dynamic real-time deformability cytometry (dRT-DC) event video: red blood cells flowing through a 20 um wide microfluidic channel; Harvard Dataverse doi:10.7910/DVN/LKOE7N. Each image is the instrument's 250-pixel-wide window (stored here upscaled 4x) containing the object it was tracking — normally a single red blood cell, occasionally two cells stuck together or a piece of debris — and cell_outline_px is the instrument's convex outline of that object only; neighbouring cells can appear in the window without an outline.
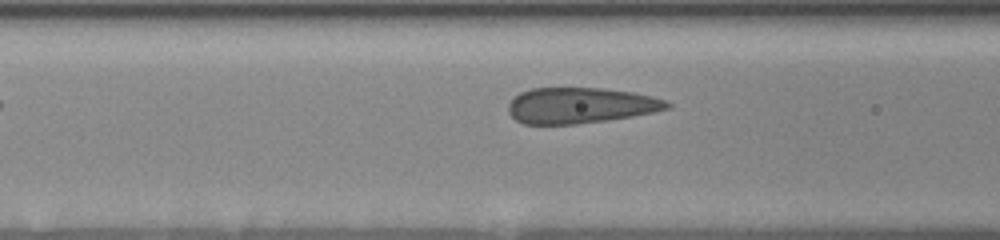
{"species": "human", "species_latin": "Homo sapiens", "temperature_condition": "room temperature", "stored_images_in_passage": 5, "segment_of_instrument_passage": [2, 2], "camera_frame_rate_fps": 3000, "um_per_image_px": 0.085, "donor": {"sex": "female"}, "frame": {"image": 1, "passage_image": 5, "time_ms": 3.667, "image_size_px": [1000, 240], "cell_outline_px": [[672, 108], [632, 116], [608, 120], [576, 124], [524, 124], [516, 120], [508, 112], [508, 104], [520, 92], [532, 88], [600, 88], [632, 92], [652, 96], [664, 100], [672, 104]], "centroid_in_image_um": [49.33, 8.96], "position_along_channel_um": 117.3, "area_um2": 33.06}}